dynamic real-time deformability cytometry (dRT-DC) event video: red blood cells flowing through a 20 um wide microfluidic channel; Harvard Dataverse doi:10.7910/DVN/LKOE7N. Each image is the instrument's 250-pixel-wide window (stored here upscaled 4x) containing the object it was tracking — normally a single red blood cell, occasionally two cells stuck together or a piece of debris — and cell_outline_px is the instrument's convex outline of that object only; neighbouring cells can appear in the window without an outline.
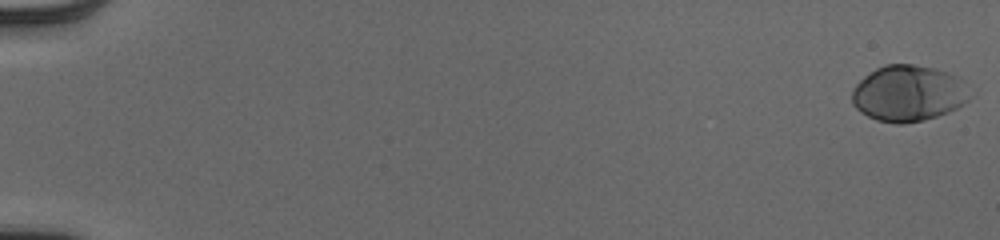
{"species": "human", "species_latin": "Homo sapiens", "temperature_condition": "cold", "stored_images_in_passage": 54, "camera_frame_rate_fps": 3000, "um_per_image_px": 0.085, "donor": {"sex": "male"}, "frame": {"image": 1, "passage_image": 1, "time_ms": 0.0, "image_size_px": [1000, 240], "cell_outline_px": [[972, 96], [964, 104], [948, 112], [924, 120], [904, 124], [896, 124], [876, 120], [860, 112], [852, 104], [852, 92], [856, 84], [864, 76], [876, 68], [884, 64], [912, 64], [936, 68], [960, 76]], "centroid_in_image_um": [77.22, 7.93], "position_along_channel_um": 7.8, "area_um2": 38.9}}
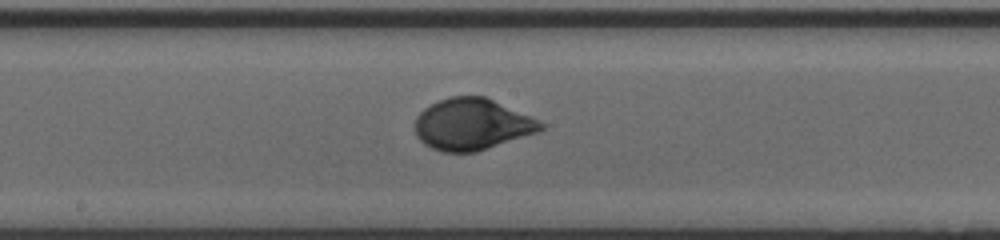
{"frame": {"image": 2, "passage_image": 31, "time_ms": 10.0, "image_size_px": [1000, 240], "cell_outline_px": [[548, 124], [540, 132], [476, 152], [444, 152], [432, 148], [424, 144], [416, 136], [416, 116], [424, 108], [440, 100], [452, 96], [484, 96]], "centroid_in_image_um": [40.15, 10.58], "position_along_channel_um": 208.0, "area_um2": 37.69}}
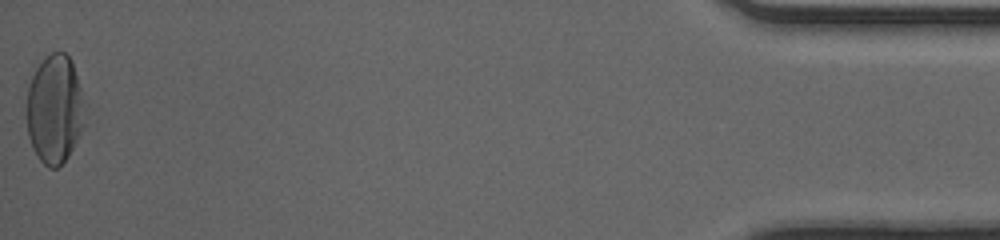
{"frame": {"image": 3, "passage_image": 54, "time_ms": 17.667, "image_size_px": [1000, 240], "cell_outline_px": [[88, 104], [84, 124], [68, 156], [56, 168], [48, 168], [40, 160], [32, 148], [28, 136], [24, 116], [24, 108], [28, 88], [32, 76], [36, 68], [44, 56], [52, 52], [64, 52], [72, 60]], "centroid_in_image_um": [4.64, 9.25], "position_along_channel_um": 430.6, "area_um2": 38.15}, "authors_computed_cell_mechanics": {"area_um2": 36.7319, "velocity_mm_per_s": 4.0005, "shape_relaxation_time_tau1_ms": 3.222, "shape_relaxation_time_tau2_ms": null, "deformation_change_tau1": 0.1753, "deformation_change_tau2": null}}